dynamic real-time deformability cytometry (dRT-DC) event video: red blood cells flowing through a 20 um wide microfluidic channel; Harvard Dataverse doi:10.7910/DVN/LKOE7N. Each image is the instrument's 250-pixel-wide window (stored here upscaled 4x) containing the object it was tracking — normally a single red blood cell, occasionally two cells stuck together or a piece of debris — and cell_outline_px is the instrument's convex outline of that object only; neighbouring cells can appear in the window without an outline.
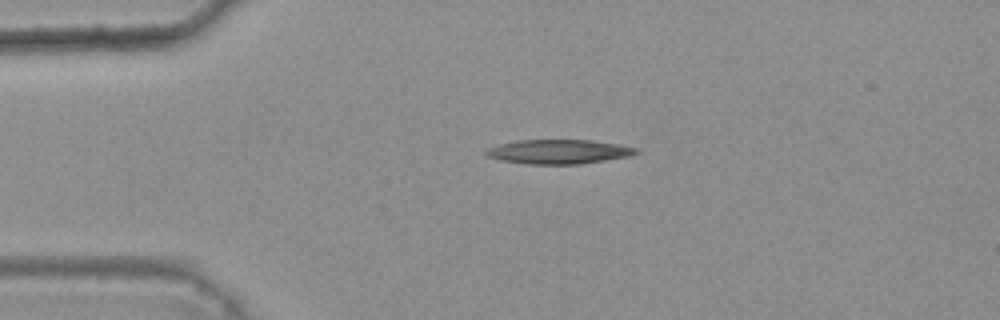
{"species": "common noctule bat (a hibernating species)", "species_latin": "Nyctalus noctula", "temperature_condition": "warm", "stored_images_in_passage": 3, "camera_frame_rate_fps": 3000, "um_per_image_px": 0.085, "animal": {"sex": "female", "body_mass_g": 25.1}, "frame": {"image": 1, "passage_image": 3, "time_ms": 0.667, "image_size_px": [1000, 320], "cell_outline_px": [[640, 152], [628, 156], [580, 164], [528, 164], [500, 160], [488, 156], [484, 152], [488, 148], [500, 144], [516, 140], [592, 140], [616, 144], [636, 148]], "centroid_in_image_um": [47.46, 12.89], "position_along_channel_um": 37.5, "area_um2": 21.04}}